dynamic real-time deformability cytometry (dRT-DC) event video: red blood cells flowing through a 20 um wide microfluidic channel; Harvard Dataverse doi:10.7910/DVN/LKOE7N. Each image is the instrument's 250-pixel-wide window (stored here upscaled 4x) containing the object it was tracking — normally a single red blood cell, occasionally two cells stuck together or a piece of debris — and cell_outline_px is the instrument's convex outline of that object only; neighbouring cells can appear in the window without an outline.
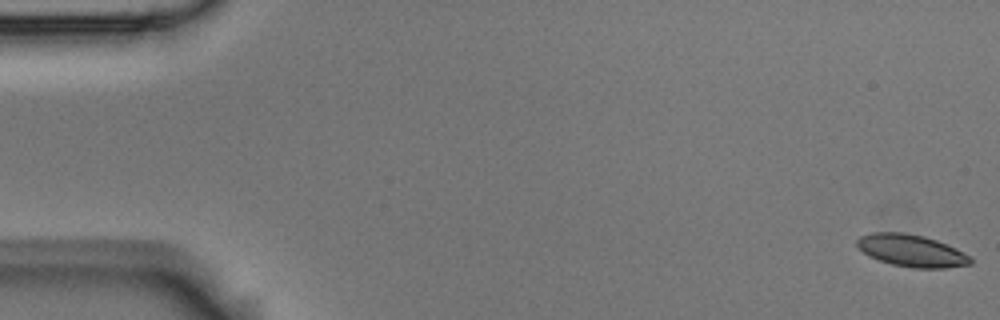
{"species": "Egyptian fruit bat (a non-hibernating species)", "species_latin": "Rousettus aegyptiacus", "temperature_condition": "room temperature", "stored_images_in_passage": 11, "camera_frame_rate_fps": 3000, "um_per_image_px": 0.085, "animal": {"sex": "male"}, "frame": {"image": 1, "passage_image": 1, "time_ms": 0.0, "image_size_px": [1000, 320], "cell_outline_px": [[972, 264], [944, 268], [912, 268], [892, 264], [868, 256], [856, 244], [856, 240], [860, 236], [872, 232], [904, 232], [924, 236], [936, 240], [956, 248], [972, 256]], "centroid_in_image_um": [77.5, 21.3], "position_along_channel_um": 7.5, "area_um2": 21.33}}
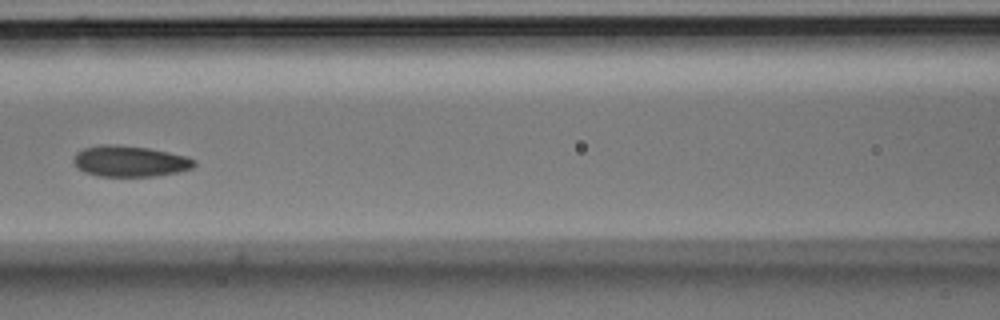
{"frame": {"image": 2, "passage_image": 7, "time_ms": 2.0, "image_size_px": [1000, 320], "cell_outline_px": [[196, 164], [192, 168], [180, 172], [156, 176], [96, 176], [84, 172], [76, 168], [72, 160], [76, 152], [84, 148], [104, 144], [112, 144], [148, 148], [188, 156], [196, 160]], "centroid_in_image_um": [11.03, 13.71], "position_along_channel_um": 155.6, "area_um2": 22.02}}
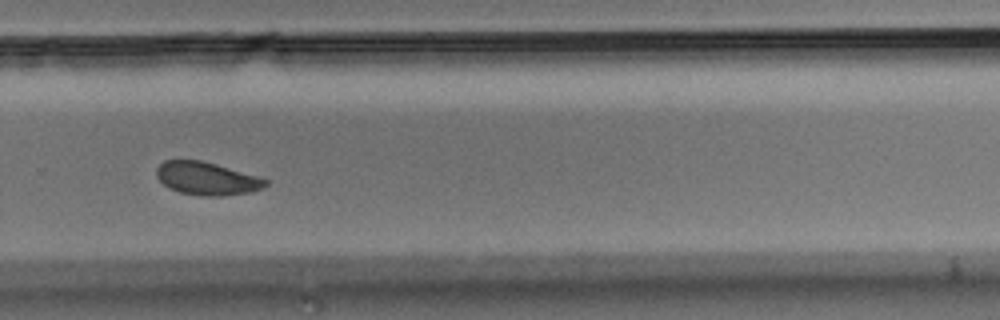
{"frame": {"image": 3, "passage_image": 11, "time_ms": 3.333, "image_size_px": [1000, 320], "cell_outline_px": [[268, 184], [264, 188], [252, 192], [220, 196], [204, 196], [180, 192], [168, 188], [156, 176], [156, 168], [164, 160], [200, 160], [216, 164], [260, 176], [268, 180]], "centroid_in_image_um": [17.61, 15.17], "position_along_channel_um": 312.2, "area_um2": 21.1}}